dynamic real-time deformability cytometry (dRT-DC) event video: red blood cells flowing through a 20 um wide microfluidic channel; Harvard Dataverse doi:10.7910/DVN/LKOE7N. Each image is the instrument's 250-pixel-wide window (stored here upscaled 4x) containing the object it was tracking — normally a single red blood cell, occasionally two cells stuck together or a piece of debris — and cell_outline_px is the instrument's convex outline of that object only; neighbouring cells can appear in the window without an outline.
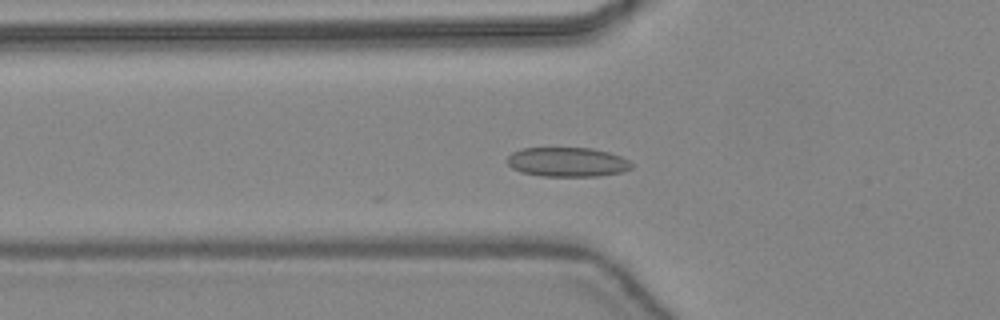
{"species": "common noctule bat (a hibernating species)", "species_latin": "Nyctalus noctula", "temperature_condition": "warm", "stored_images_in_passage": 33, "camera_frame_rate_fps": 3000, "um_per_image_px": 0.085, "animal": {"sex": "female", "body_mass_g": 24.6, "forearm_length_mm": 56.2}, "frame": {"image": 1, "passage_image": 3, "time_ms": 0.667, "image_size_px": [1000, 320], "cell_outline_px": [[632, 168], [624, 172], [596, 176], [544, 176], [520, 172], [512, 168], [508, 164], [508, 156], [512, 152], [524, 148], [592, 148], [608, 152], [620, 156], [628, 160], [632, 164]], "centroid_in_image_um": [48.23, 13.77], "position_along_channel_um": 77.6, "area_um2": 21.27}}
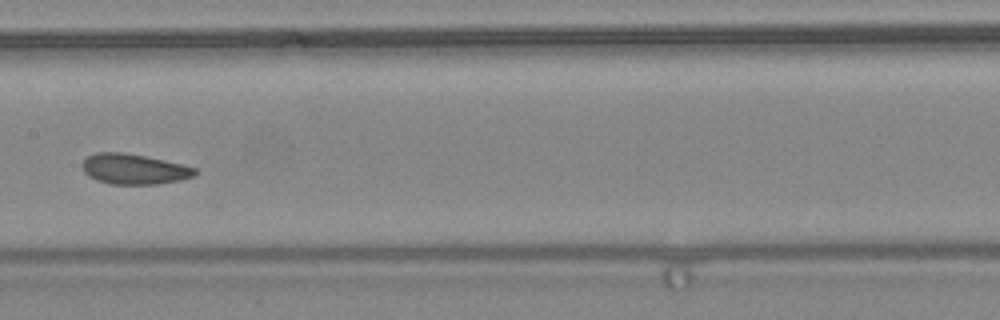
{"frame": {"image": 2, "passage_image": 11, "time_ms": 3.333, "image_size_px": [1000, 320], "cell_outline_px": [[196, 172], [192, 176], [180, 180], [156, 184], [112, 184], [96, 180], [88, 176], [84, 172], [84, 160], [88, 156], [96, 152], [124, 152], [164, 160], [196, 168]], "centroid_in_image_um": [11.37, 14.37], "position_along_channel_um": 196.0, "area_um2": 19.65}}
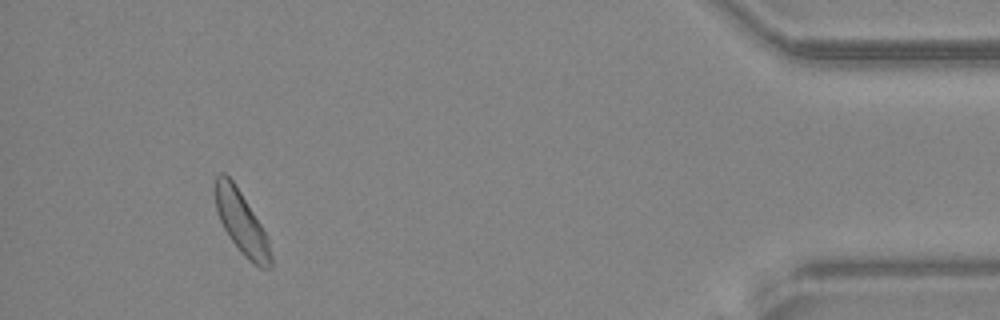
{"frame": {"image": 3, "passage_image": 30, "time_ms": 9.667, "image_size_px": [1000, 320], "cell_outline_px": [[272, 268], [260, 268], [252, 264], [240, 252], [228, 236], [220, 220], [216, 208], [212, 188], [216, 176], [220, 172], [224, 172], [232, 180], [240, 192], [260, 224], [268, 240], [272, 256]], "centroid_in_image_um": [20.49, 18.92], "position_along_channel_um": 414.7, "area_um2": 20.4}, "authors_computed_cell_mechanics": {"area_um2": 20.23, "velocity_mm_per_s": 4.4168, "shape_relaxation_time_tau1_ms": 3.3919, "shape_relaxation_time_tau2_ms": 1.2242, "deformation_change_tau1": 0.0674, "deformation_change_tau2": 0.075}}